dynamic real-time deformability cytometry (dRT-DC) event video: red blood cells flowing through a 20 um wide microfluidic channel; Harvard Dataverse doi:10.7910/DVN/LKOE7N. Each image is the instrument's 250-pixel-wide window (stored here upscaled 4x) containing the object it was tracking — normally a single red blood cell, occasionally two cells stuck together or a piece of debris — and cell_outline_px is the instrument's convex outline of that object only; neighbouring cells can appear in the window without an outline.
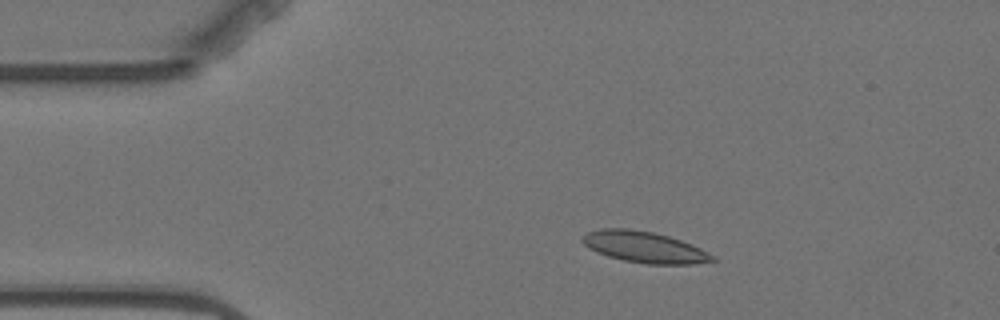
{"species": "Egyptian fruit bat (a non-hibernating species)", "species_latin": "Rousettus aegyptiacus", "temperature_condition": "warm", "stored_images_in_passage": 4, "camera_frame_rate_fps": 3000, "um_per_image_px": 0.085, "animal": {"sex": "female"}, "frame": {"image": 1, "passage_image": 1, "time_ms": 0.0, "image_size_px": [1000, 320], "cell_outline_px": [[720, 260], [692, 264], [648, 264], [624, 260], [608, 256], [596, 252], [588, 248], [580, 240], [580, 236], [588, 232], [600, 228], [628, 228], [652, 232], [668, 236], [680, 240], [700, 248], [716, 256]], "centroid_in_image_um": [54.76, 21.0], "position_along_channel_um": 30.2, "area_um2": 23.76}}
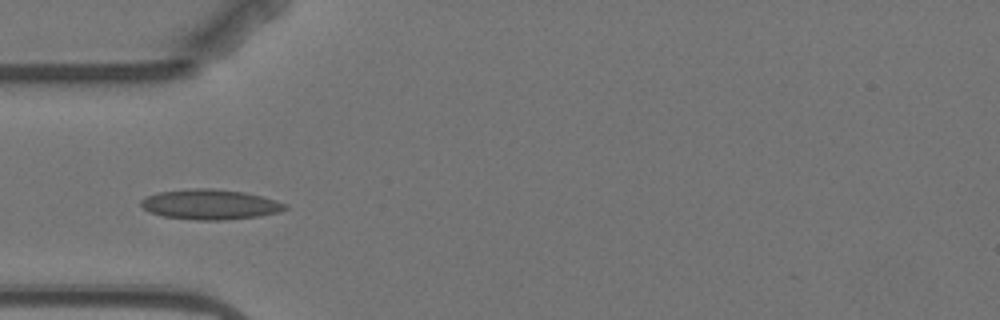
{"frame": {"image": 2, "passage_image": 3, "time_ms": 2.333, "image_size_px": [1000, 320], "cell_outline_px": [[288, 208], [280, 212], [260, 216], [224, 220], [196, 220], [164, 216], [148, 212], [140, 204], [140, 200], [148, 196], [160, 192], [192, 188], [212, 188], [244, 192], [276, 200], [288, 204]], "centroid_in_image_um": [17.89, 17.38], "position_along_channel_um": 67.1, "area_um2": 25.32}}
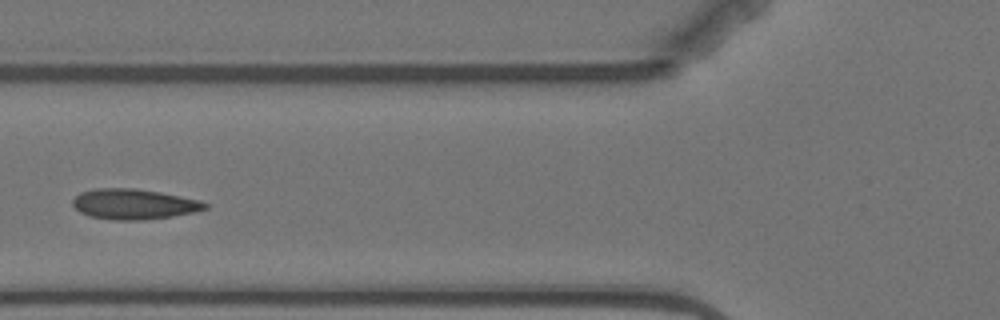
{"frame": {"image": 3, "passage_image": 4, "time_ms": 3.667, "image_size_px": [1000, 320], "cell_outline_px": [[208, 208], [192, 212], [172, 216], [144, 220], [112, 220], [92, 216], [80, 212], [72, 204], [72, 200], [80, 192], [96, 188], [136, 188], [160, 192], [200, 200], [208, 204]], "centroid_in_image_um": [11.37, 17.34], "position_along_channel_um": 114.4, "area_um2": 23.35}}